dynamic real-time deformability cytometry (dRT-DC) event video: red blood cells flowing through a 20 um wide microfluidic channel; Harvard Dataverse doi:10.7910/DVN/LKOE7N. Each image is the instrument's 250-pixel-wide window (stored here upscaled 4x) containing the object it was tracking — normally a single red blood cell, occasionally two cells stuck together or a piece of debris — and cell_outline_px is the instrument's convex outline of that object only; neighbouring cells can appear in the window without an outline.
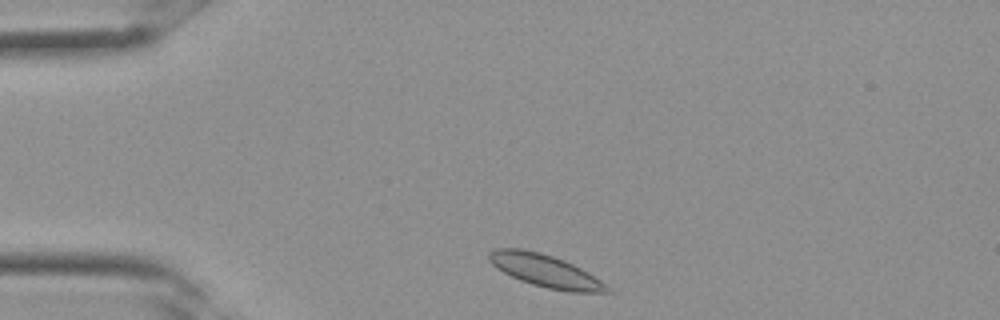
{"species": "Egyptian fruit bat (a non-hibernating species)", "species_latin": "Rousettus aegyptiacus", "temperature_condition": "room temperature", "stored_images_in_passage": 8, "camera_frame_rate_fps": 3000, "um_per_image_px": 0.085, "frame": {"image": 1, "passage_image": 1, "time_ms": 0.0, "image_size_px": [1000, 320], "cell_outline_px": [[612, 292], [572, 292], [548, 288], [532, 284], [520, 280], [496, 268], [488, 260], [488, 252], [496, 248], [524, 248], [540, 252], [564, 260], [588, 272], [600, 280]], "centroid_in_image_um": [46.3, 23.0], "position_along_channel_um": 38.7, "area_um2": 22.2}}
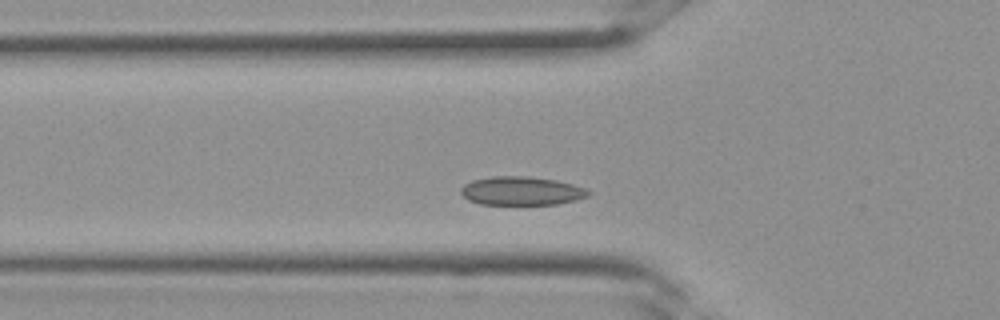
{"frame": {"image": 2, "passage_image": 5, "time_ms": 1.333, "image_size_px": [1000, 320], "cell_outline_px": [[592, 192], [588, 196], [576, 200], [556, 204], [480, 204], [468, 200], [460, 192], [460, 188], [464, 184], [472, 180], [492, 176], [528, 176], [556, 180], [572, 184], [584, 188]], "centroid_in_image_um": [44.31, 16.22], "position_along_channel_um": 81.5, "area_um2": 21.27}}
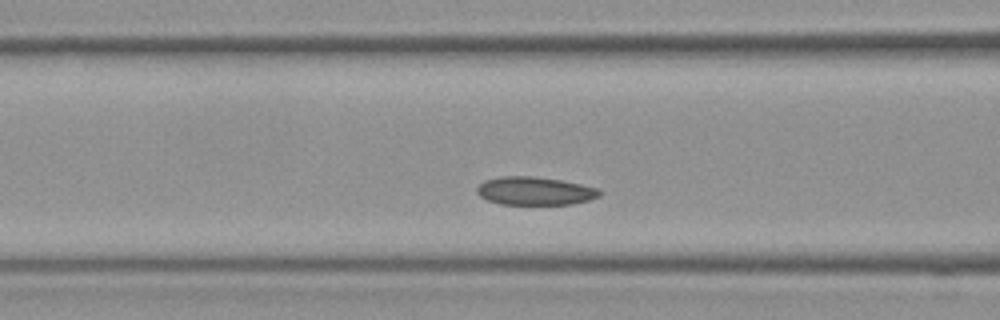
{"frame": {"image": 3, "passage_image": 7, "time_ms": 2.0, "image_size_px": [1000, 320], "cell_outline_px": [[600, 196], [588, 200], [572, 204], [500, 204], [488, 200], [480, 196], [476, 192], [476, 188], [484, 180], [500, 176], [532, 176], [560, 180], [580, 184], [596, 188], [600, 192]], "centroid_in_image_um": [45.42, 16.23], "position_along_channel_um": 121.2, "area_um2": 20.0}}